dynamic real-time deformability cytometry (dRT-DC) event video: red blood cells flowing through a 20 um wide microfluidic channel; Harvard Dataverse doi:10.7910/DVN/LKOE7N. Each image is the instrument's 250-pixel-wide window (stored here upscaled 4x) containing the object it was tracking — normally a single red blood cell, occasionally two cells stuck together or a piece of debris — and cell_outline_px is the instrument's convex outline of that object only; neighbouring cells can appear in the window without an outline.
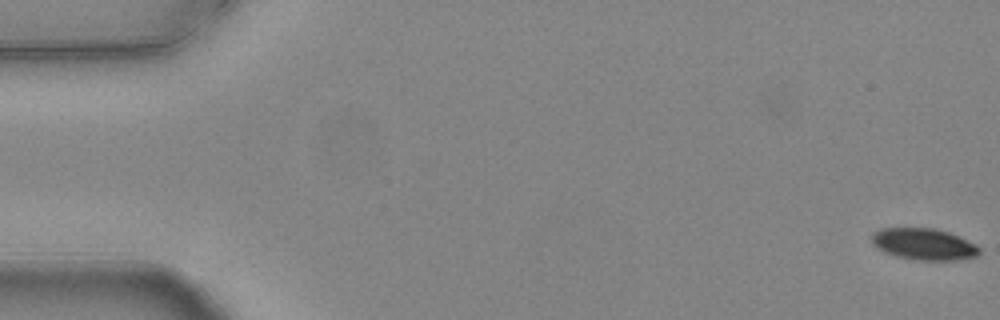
{"species": "common noctule bat (a hibernating species)", "species_latin": "Nyctalus noctula", "temperature_condition": "warm", "stored_images_in_passage": 55, "camera_frame_rate_fps": 3000, "um_per_image_px": 0.085, "animal": {"sex": "female", "body_mass_g": 24.6, "forearm_length_mm": 56.2}, "frame": {"image": 1, "passage_image": 1, "time_ms": 0.0, "image_size_px": [1000, 320], "cell_outline_px": [[980, 252], [976, 256], [956, 260], [920, 260], [900, 256], [884, 252], [872, 240], [872, 232], [880, 228], [936, 228], [948, 232], [976, 244], [980, 248]], "centroid_in_image_um": [78.56, 20.73], "position_along_channel_um": 6.4, "area_um2": 19.48}}
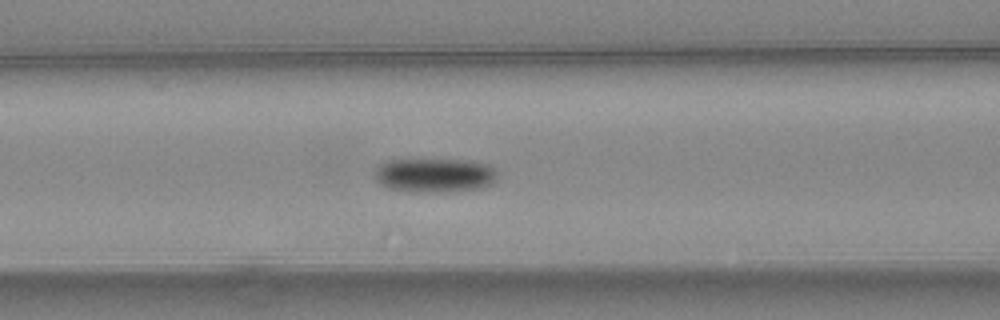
{"frame": {"image": 2, "passage_image": 23, "time_ms": 7.333, "image_size_px": [1000, 320], "cell_outline_px": [[496, 176], [492, 184], [476, 188], [444, 192], [420, 192], [388, 188], [380, 184], [376, 180], [376, 168], [380, 164], [388, 160], [468, 160], [488, 164], [496, 172]], "centroid_in_image_um": [36.92, 14.89], "position_along_channel_um": 129.7, "area_um2": 24.1}}
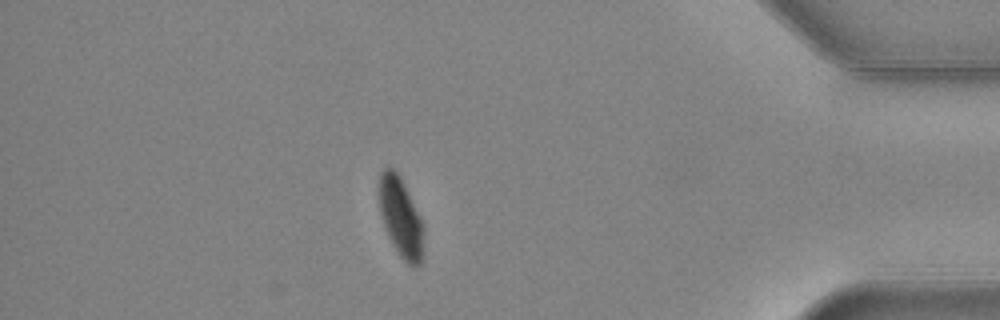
{"frame": {"image": 3, "passage_image": 48, "time_ms": 15.667, "image_size_px": [1000, 320], "cell_outline_px": [[424, 232], [420, 264], [416, 268], [408, 264], [400, 256], [392, 244], [388, 236], [380, 212], [380, 172], [384, 168], [392, 168], [400, 176], [424, 224]], "centroid_in_image_um": [34.08, 18.5], "position_along_channel_um": 401.1, "area_um2": 20.35}, "authors_computed_cell_mechanics": {"area_um2": 22.5998, "velocity_mm_per_s": 3.7723, "shape_relaxation_time_tau1_ms": 2.7999, "shape_relaxation_time_tau2_ms": null, "deformation_change_tau1": 0.1109, "deformation_change_tau2": null}}